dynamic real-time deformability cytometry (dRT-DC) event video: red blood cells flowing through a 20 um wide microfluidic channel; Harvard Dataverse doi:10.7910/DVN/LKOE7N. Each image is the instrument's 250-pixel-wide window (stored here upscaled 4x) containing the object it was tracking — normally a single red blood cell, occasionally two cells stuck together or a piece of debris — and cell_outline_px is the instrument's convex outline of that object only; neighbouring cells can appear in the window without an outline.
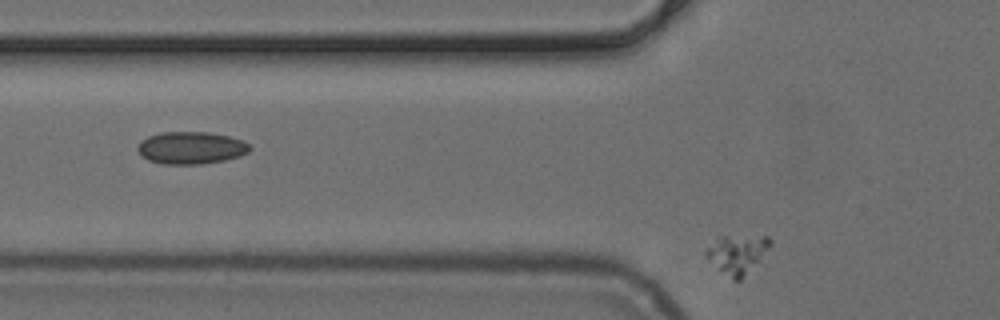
{"species": "common noctule bat (a hibernating species)", "species_latin": "Nyctalus noctula", "temperature_condition": "cold", "stored_images_in_passage": 20, "segment_of_instrument_passage": [2, 2], "camera_frame_rate_fps": 3000, "um_per_image_px": 0.085, "animal": {"sex": "female", "body_mass_g": 24.6, "forearm_length_mm": 56.2}, "frame": {"image": 1, "passage_image": 20, "time_ms": 6.333, "image_size_px": [1000, 320], "cell_outline_px": [[772, 244], [740, 280], [732, 280], [704, 256], [704, 252], [716, 236], [768, 236], [772, 240]], "centroid_in_image_um": [62.62, 21.56], "position_along_channel_um": 63.2, "area_um2": 14.28}}